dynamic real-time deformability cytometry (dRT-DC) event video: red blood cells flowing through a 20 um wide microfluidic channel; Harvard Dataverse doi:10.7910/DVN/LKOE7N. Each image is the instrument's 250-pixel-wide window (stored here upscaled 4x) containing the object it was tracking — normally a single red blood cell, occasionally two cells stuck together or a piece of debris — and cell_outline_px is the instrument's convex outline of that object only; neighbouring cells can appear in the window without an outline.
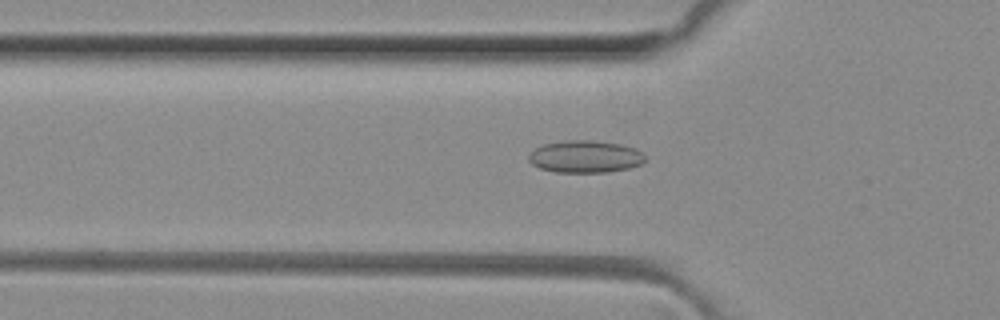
{"species": "common noctule bat (a hibernating species)", "species_latin": "Nyctalus noctula", "temperature_condition": "room temperature", "stored_images_in_passage": 49, "camera_frame_rate_fps": 3000, "um_per_image_px": 0.085, "animal": {"sex": "female", "body_mass_g": 29.2, "forearm_length_mm": 56.3}, "frame": {"image": 1, "passage_image": 16, "time_ms": 5.0, "image_size_px": [1000, 320], "cell_outline_px": [[648, 160], [640, 164], [628, 168], [608, 172], [556, 172], [540, 168], [532, 164], [528, 160], [528, 156], [536, 148], [544, 144], [564, 140], [592, 140], [620, 144], [636, 148]], "centroid_in_image_um": [49.75, 13.31], "position_along_channel_um": 76.0, "area_um2": 21.85}}
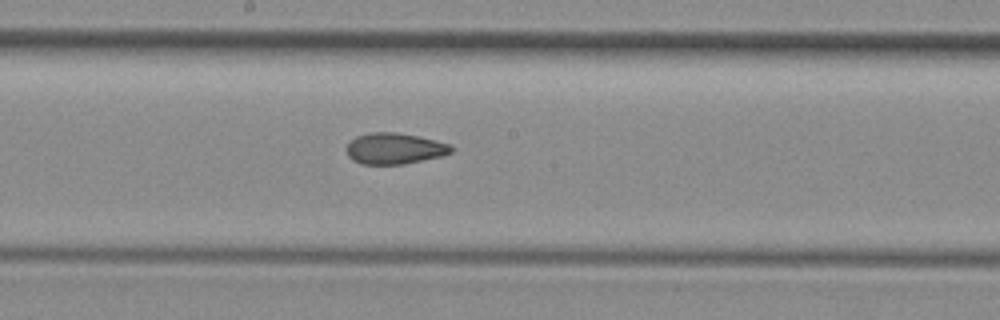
{"frame": {"image": 2, "passage_image": 26, "time_ms": 8.333, "image_size_px": [1000, 320], "cell_outline_px": [[452, 152], [440, 156], [404, 164], [360, 164], [352, 160], [348, 156], [344, 148], [356, 136], [368, 132], [396, 132], [416, 136], [448, 144], [452, 148]], "centroid_in_image_um": [33.45, 12.63], "position_along_channel_um": 214.8, "area_um2": 18.84}}
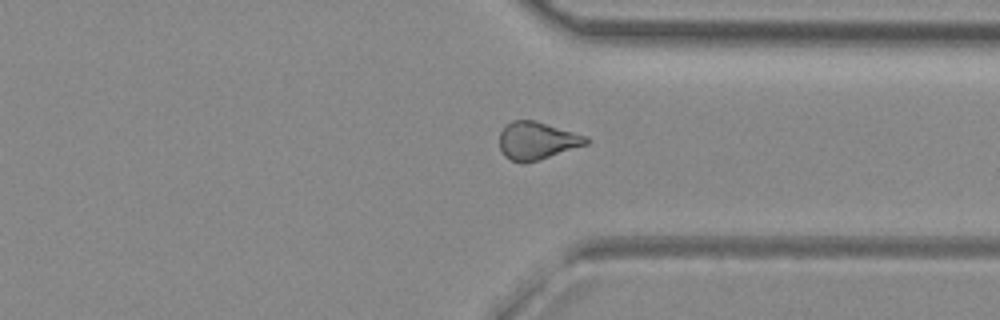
{"frame": {"image": 3, "passage_image": 37, "time_ms": 12.0, "image_size_px": [1000, 320], "cell_outline_px": [[588, 144], [540, 160], [524, 164], [520, 164], [504, 156], [500, 148], [500, 132], [504, 124], [512, 120], [532, 120], [588, 136]], "centroid_in_image_um": [45.62, 11.97], "position_along_channel_um": 365.8, "area_um2": 19.19}, "authors_computed_cell_mechanics": {"area_um2": 19.652, "velocity_mm_per_s": 4.1394, "shape_relaxation_time_tau1_ms": null, "shape_relaxation_time_tau2_ms": 2.4455, "deformation_change_tau1": null, "deformation_change_tau2": 0.0854}}